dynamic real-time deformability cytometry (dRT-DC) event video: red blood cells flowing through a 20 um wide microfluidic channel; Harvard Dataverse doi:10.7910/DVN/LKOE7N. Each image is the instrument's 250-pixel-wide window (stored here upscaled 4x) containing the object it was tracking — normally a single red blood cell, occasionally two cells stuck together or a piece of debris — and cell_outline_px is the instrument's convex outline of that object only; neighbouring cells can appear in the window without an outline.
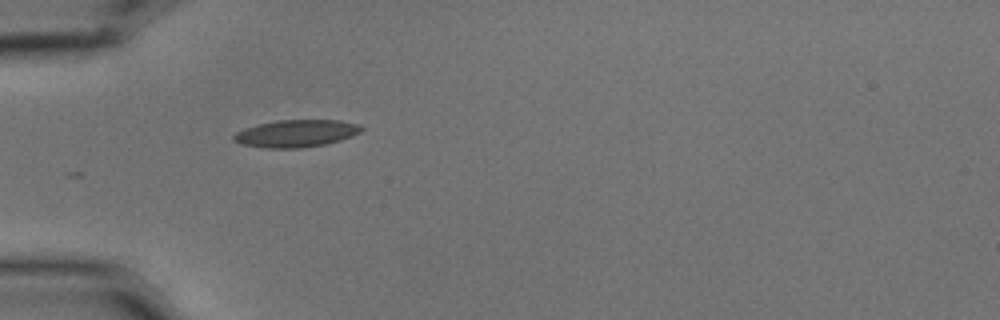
{"species": "common noctule bat (a hibernating species)", "species_latin": "Nyctalus noctula", "temperature_condition": "cold", "stored_images_in_passage": 2, "camera_frame_rate_fps": 3000, "um_per_image_px": 0.085, "animal": {"sex": "male", "body_mass_g": 15.6}, "frame": {"image": 1, "passage_image": 1, "time_ms": 0.0, "image_size_px": [1000, 320], "cell_outline_px": [[364, 128], [360, 132], [352, 136], [340, 140], [324, 144], [300, 148], [264, 148], [244, 144], [232, 140], [232, 136], [236, 132], [244, 128], [256, 124], [276, 120], [340, 120], [356, 124]], "centroid_in_image_um": [25.14, 11.33], "position_along_channel_um": 59.9, "area_um2": 20.29}}
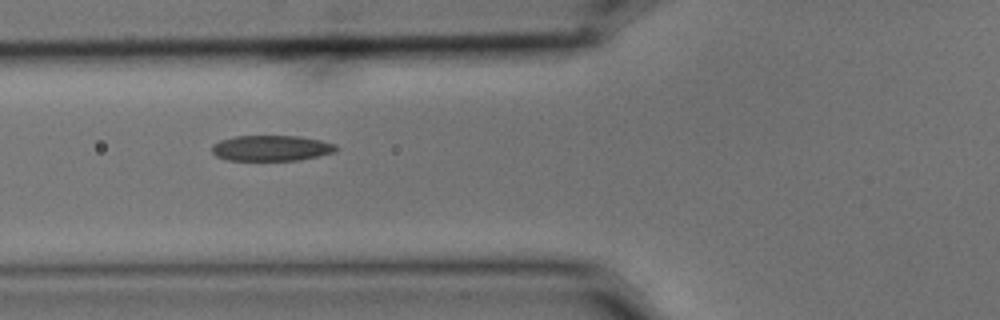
{"frame": {"image": 2, "passage_image": 2, "time_ms": 0.333, "image_size_px": [1000, 320], "cell_outline_px": [[340, 148], [336, 152], [300, 160], [228, 160], [216, 156], [212, 152], [212, 144], [220, 140], [236, 136], [300, 136], [320, 140], [336, 144]], "centroid_in_image_um": [23.1, 12.59], "position_along_channel_um": 102.7, "area_um2": 18.67}}